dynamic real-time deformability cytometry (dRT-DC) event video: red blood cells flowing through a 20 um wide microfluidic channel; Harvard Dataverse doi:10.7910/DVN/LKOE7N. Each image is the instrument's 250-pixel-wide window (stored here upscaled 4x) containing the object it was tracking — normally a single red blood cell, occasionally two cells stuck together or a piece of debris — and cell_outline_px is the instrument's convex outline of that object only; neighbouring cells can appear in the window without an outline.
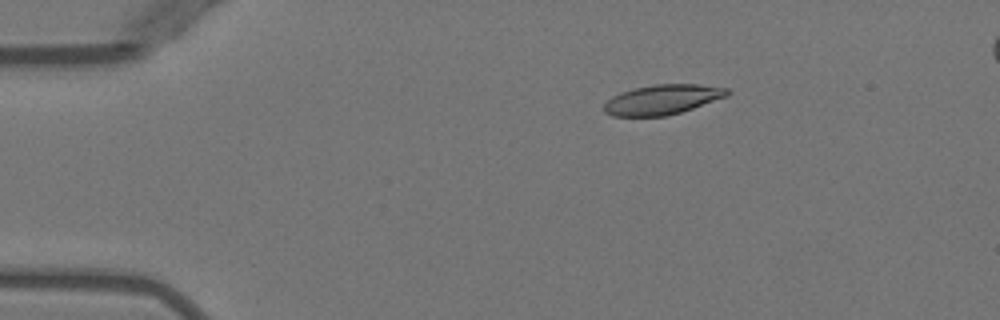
{"species": "Egyptian fruit bat (a non-hibernating species)", "species_latin": "Rousettus aegyptiacus", "temperature_condition": "warm", "stored_images_in_passage": 38, "camera_frame_rate_fps": 3000, "um_per_image_px": 0.085, "animal": {"sex": "female"}, "frame": {"image": 1, "passage_image": 3, "time_ms": 0.667, "image_size_px": [1000, 320], "cell_outline_px": [[732, 92], [728, 96], [668, 116], [612, 116], [604, 112], [604, 104], [612, 96], [620, 92], [632, 88], [656, 84], [700, 84], [728, 88]], "centroid_in_image_um": [56.31, 8.45], "position_along_channel_um": 28.7, "area_um2": 21.56}}
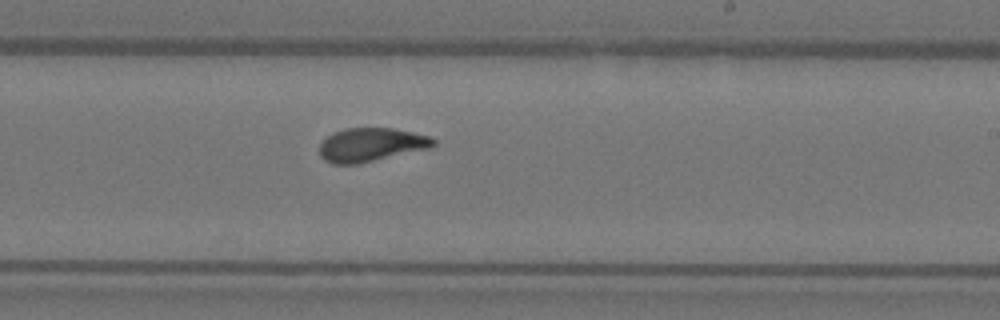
{"frame": {"image": 2, "passage_image": 25, "time_ms": 8.0, "image_size_px": [1000, 320], "cell_outline_px": [[436, 144], [432, 148], [356, 164], [332, 164], [324, 160], [320, 156], [320, 140], [332, 132], [344, 128], [392, 128], [432, 136], [436, 140]], "centroid_in_image_um": [31.53, 12.29], "position_along_channel_um": 257.5, "area_um2": 22.66}}
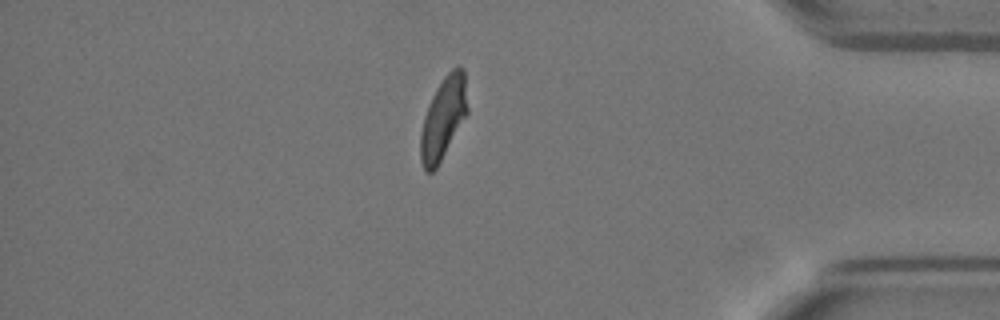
{"frame": {"image": 3, "passage_image": 38, "time_ms": 12.333, "image_size_px": [1000, 320], "cell_outline_px": [[468, 112], [436, 168], [432, 172], [424, 172], [420, 160], [420, 132], [424, 116], [432, 96], [436, 88], [444, 76], [452, 68], [460, 64], [464, 68], [468, 108]], "centroid_in_image_um": [37.67, 10.01], "position_along_channel_um": 397.5, "area_um2": 22.48}, "authors_computed_cell_mechanics": {"area_um2": 22.5709, "velocity_mm_per_s": 3.9537, "shape_relaxation_time_tau1_ms": 4.8243, "shape_relaxation_time_tau2_ms": 1.2068, "deformation_change_tau1": 0.1827, "deformation_change_tau2": 0.0643}}